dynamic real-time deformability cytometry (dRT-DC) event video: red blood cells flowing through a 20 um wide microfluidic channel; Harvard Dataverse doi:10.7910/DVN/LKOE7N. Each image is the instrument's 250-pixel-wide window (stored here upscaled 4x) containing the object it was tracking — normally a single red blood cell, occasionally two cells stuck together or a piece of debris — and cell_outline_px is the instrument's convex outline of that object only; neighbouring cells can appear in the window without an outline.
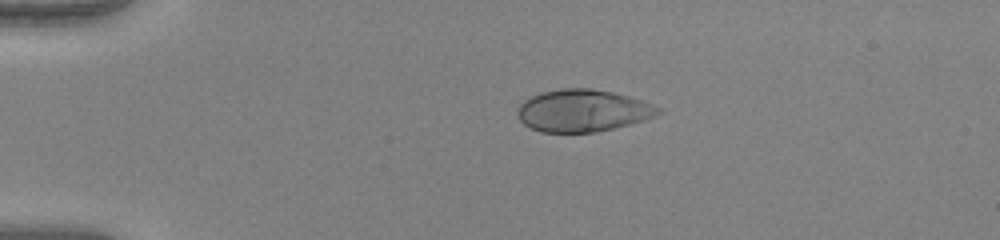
{"species": "human", "species_latin": "Homo sapiens", "temperature_condition": "warm", "stored_images_in_passage": 40, "camera_frame_rate_fps": 3000, "um_per_image_px": 0.085, "donor": {"sex": "female"}, "frame": {"image": 1, "passage_image": 1, "time_ms": 0.0, "image_size_px": [1000, 240], "cell_outline_px": [[664, 112], [656, 116], [644, 120], [596, 132], [540, 132], [524, 124], [520, 120], [516, 112], [516, 108], [524, 100], [540, 92], [560, 88], [592, 88], [612, 92], [628, 96], [652, 104], [660, 108]], "centroid_in_image_um": [49.51, 9.39], "position_along_channel_um": 35.5, "area_um2": 34.62}}
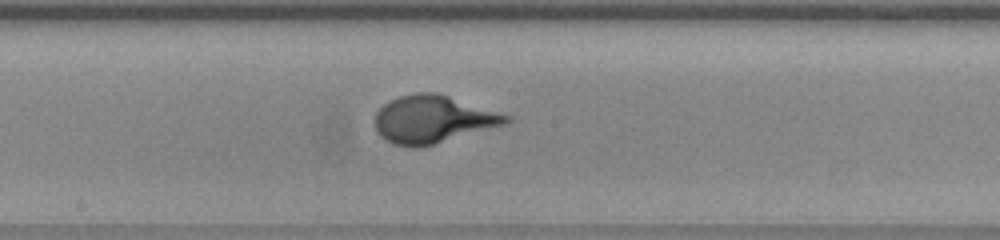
{"frame": {"image": 2, "passage_image": 18, "time_ms": 5.667, "image_size_px": [1000, 240], "cell_outline_px": [[512, 120], [508, 124], [432, 144], [416, 148], [412, 148], [392, 144], [384, 140], [376, 132], [376, 112], [388, 100], [400, 96], [416, 92], [436, 92], [512, 116]], "centroid_in_image_um": [36.79, 10.14], "position_along_channel_um": 211.4, "area_um2": 36.47}}
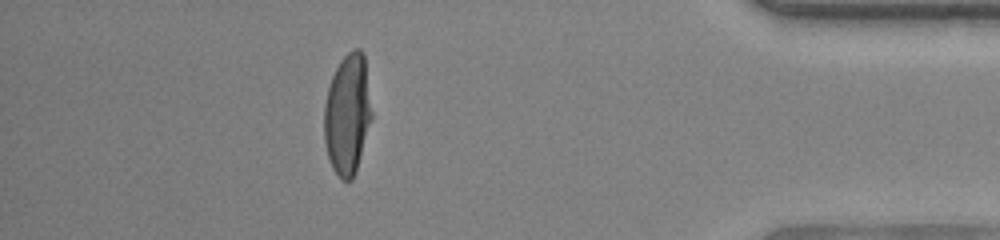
{"frame": {"image": 3, "passage_image": 35, "time_ms": 11.333, "image_size_px": [1000, 240], "cell_outline_px": [[372, 116], [356, 172], [352, 180], [340, 180], [332, 168], [328, 156], [324, 140], [324, 104], [328, 88], [332, 76], [340, 60], [352, 48], [360, 48], [364, 52], [372, 112]], "centroid_in_image_um": [29.53, 9.7], "position_along_channel_um": 405.7, "area_um2": 33.64}}